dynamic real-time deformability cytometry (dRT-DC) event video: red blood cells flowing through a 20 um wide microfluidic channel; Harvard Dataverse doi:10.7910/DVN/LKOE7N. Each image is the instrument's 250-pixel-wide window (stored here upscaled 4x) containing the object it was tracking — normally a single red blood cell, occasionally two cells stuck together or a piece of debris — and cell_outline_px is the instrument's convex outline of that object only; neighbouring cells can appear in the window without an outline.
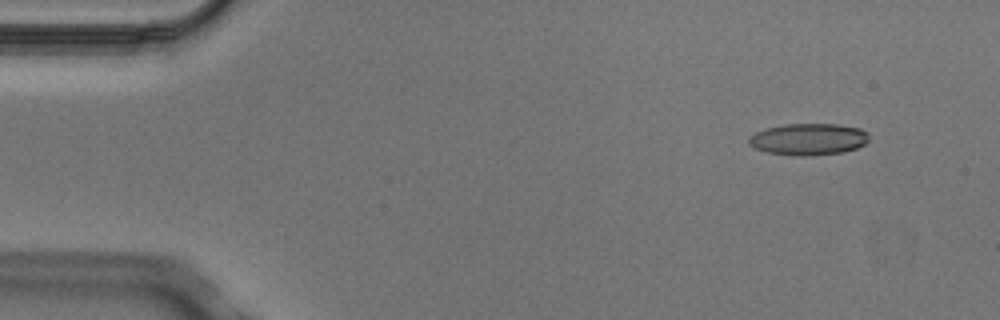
{"species": "Egyptian fruit bat (a non-hibernating species)", "species_latin": "Rousettus aegyptiacus", "temperature_condition": "cold", "stored_images_in_passage": 4, "camera_frame_rate_fps": 3000, "um_per_image_px": 0.085, "animal": {"sex": "male"}, "frame": {"image": 1, "passage_image": 2, "time_ms": 0.333, "image_size_px": [1000, 320], "cell_outline_px": [[868, 140], [864, 144], [856, 148], [844, 152], [804, 156], [792, 156], [768, 152], [756, 148], [748, 144], [748, 136], [764, 128], [784, 124], [840, 124], [860, 128], [868, 132]], "centroid_in_image_um": [68.7, 11.83], "position_along_channel_um": 16.3, "area_um2": 22.37}}